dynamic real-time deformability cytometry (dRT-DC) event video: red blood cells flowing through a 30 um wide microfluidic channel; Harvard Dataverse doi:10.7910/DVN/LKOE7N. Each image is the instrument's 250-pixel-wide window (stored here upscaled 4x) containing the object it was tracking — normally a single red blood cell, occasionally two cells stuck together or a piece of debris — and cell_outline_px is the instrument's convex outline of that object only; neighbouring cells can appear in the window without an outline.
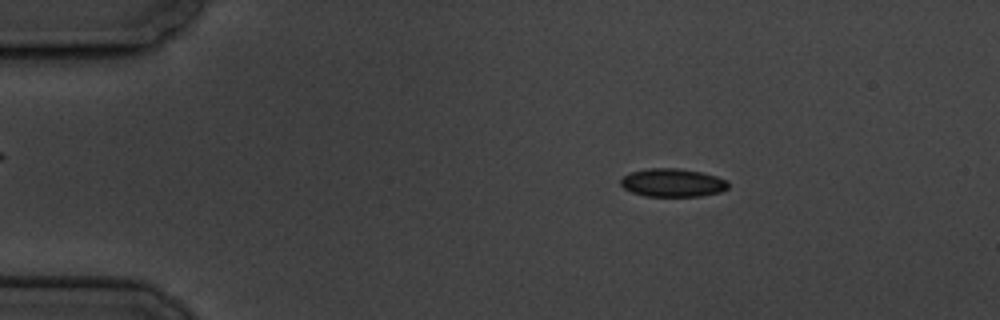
{"species": "common noctule bat (a hibernating species)", "species_latin": "Nyctalus noctula", "temperature_condition": "cold", "stored_images_in_passage": 5, "camera_frame_rate_fps": 3000, "um_per_image_px": 0.085, "animal": {"sex": "male", "body_mass_g": 19.5, "forearm_length_mm": 54.6}, "frame": {"image": 1, "passage_image": 3, "time_ms": 2.333, "image_size_px": [1000, 320], "cell_outline_px": [[728, 188], [720, 192], [700, 196], [644, 196], [632, 192], [624, 188], [620, 184], [620, 180], [624, 176], [632, 172], [648, 168], [680, 168], [700, 172], [716, 176], [728, 180]], "centroid_in_image_um": [57.18, 15.53], "position_along_channel_um": 27.8, "area_um2": 17.69}}